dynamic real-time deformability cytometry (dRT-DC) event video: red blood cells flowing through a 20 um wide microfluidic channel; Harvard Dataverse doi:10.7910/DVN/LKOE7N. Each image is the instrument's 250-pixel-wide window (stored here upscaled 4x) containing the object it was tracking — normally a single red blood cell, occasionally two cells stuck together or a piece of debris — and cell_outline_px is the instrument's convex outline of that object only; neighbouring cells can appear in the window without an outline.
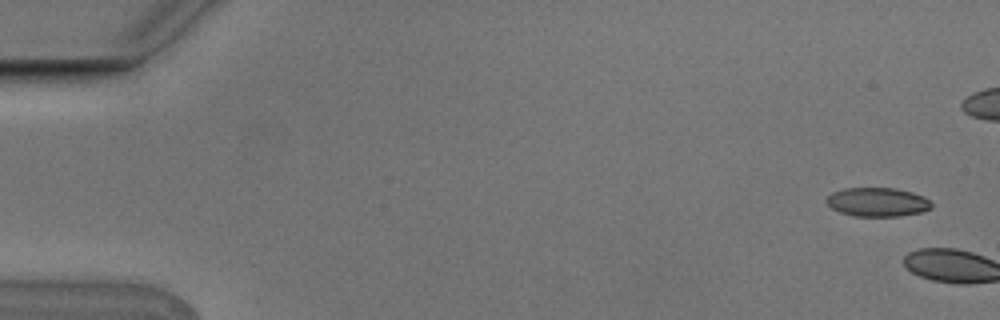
{"species": "Egyptian fruit bat (a non-hibernating species)", "species_latin": "Rousettus aegyptiacus", "temperature_condition": "cold", "stored_images_in_passage": 9, "camera_frame_rate_fps": 3000, "um_per_image_px": 0.085, "animal": {"sex": "male"}, "frame": {"image": 1, "passage_image": 1, "time_ms": 0.0, "image_size_px": [1000, 320], "cell_outline_px": [[932, 208], [920, 212], [900, 216], [856, 216], [840, 212], [832, 208], [824, 200], [832, 192], [844, 188], [896, 188], [912, 192], [924, 196], [932, 204]], "centroid_in_image_um": [74.58, 17.17], "position_along_channel_um": 10.4, "area_um2": 17.69}}
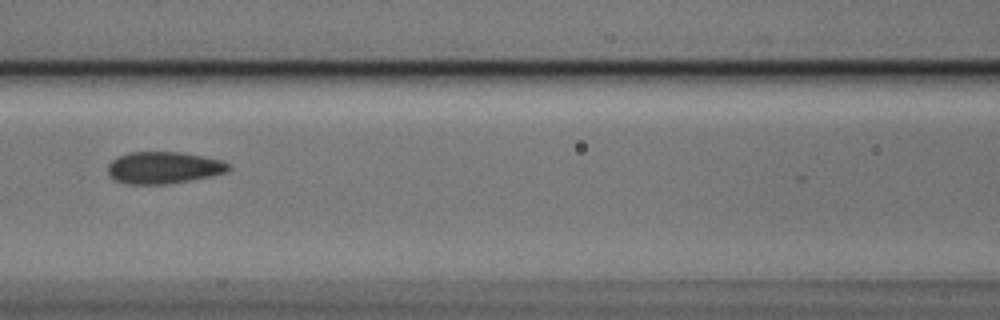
{"frame": {"image": 2, "passage_image": 9, "time_ms": 2.667, "image_size_px": [1000, 320], "cell_outline_px": [[232, 168], [228, 172], [212, 176], [168, 184], [128, 184], [116, 180], [108, 172], [108, 164], [112, 160], [128, 152], [180, 152], [220, 160], [228, 164]], "centroid_in_image_um": [13.92, 14.26], "position_along_channel_um": 152.7, "area_um2": 22.31}}